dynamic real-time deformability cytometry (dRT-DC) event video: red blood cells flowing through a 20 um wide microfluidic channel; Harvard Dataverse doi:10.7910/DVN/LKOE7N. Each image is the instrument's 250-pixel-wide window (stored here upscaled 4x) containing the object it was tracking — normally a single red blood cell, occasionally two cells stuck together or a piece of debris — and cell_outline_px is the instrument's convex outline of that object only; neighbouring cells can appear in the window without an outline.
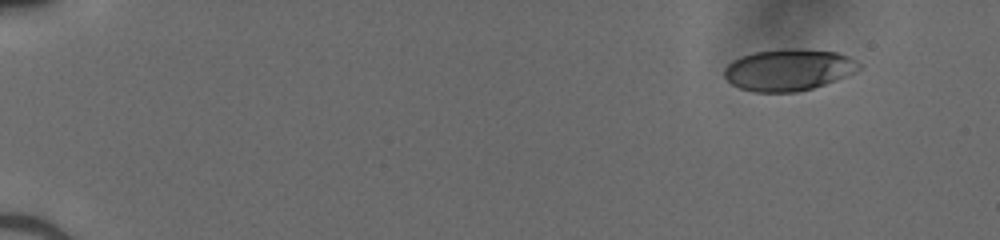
{"species": "human", "species_latin": "Homo sapiens", "temperature_condition": "cold", "stored_images_in_passage": 40, "camera_frame_rate_fps": 3000, "um_per_image_px": 0.085, "donor": {"sex": "male"}, "frame": {"image": 1, "passage_image": 1, "time_ms": 0.0, "image_size_px": [1000, 240], "cell_outline_px": [[860, 68], [836, 80], [812, 88], [796, 92], [756, 92], [740, 88], [732, 84], [724, 76], [724, 68], [732, 60], [740, 56], [756, 52], [788, 48], [800, 48], [836, 52], [848, 56], [860, 64]], "centroid_in_image_um": [66.99, 5.93], "position_along_channel_um": 18.0, "area_um2": 32.48}}
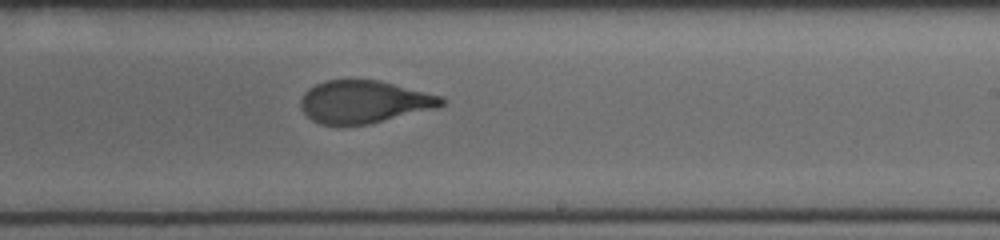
{"frame": {"image": 2, "passage_image": 22, "time_ms": 7.0, "image_size_px": [1000, 240], "cell_outline_px": [[448, 100], [444, 104], [436, 108], [368, 124], [340, 128], [320, 124], [312, 120], [300, 108], [300, 100], [304, 92], [308, 88], [324, 80], [380, 80], [440, 96]], "centroid_in_image_um": [30.89, 8.68], "position_along_channel_um": 258.1, "area_um2": 35.43}}
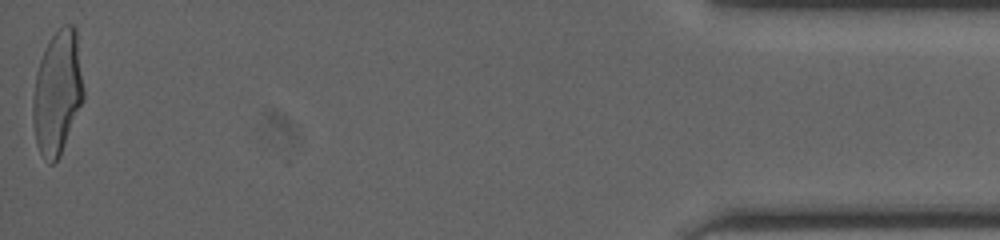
{"frame": {"image": 3, "passage_image": 40, "time_ms": 13.0, "image_size_px": [1000, 240], "cell_outline_px": [[84, 100], [60, 156], [52, 164], [48, 164], [40, 152], [36, 144], [32, 116], [32, 100], [36, 72], [40, 60], [52, 36], [64, 24], [72, 24], [76, 28], [84, 88]], "centroid_in_image_um": [4.89, 7.9], "position_along_channel_um": 430.3, "area_um2": 36.7}}